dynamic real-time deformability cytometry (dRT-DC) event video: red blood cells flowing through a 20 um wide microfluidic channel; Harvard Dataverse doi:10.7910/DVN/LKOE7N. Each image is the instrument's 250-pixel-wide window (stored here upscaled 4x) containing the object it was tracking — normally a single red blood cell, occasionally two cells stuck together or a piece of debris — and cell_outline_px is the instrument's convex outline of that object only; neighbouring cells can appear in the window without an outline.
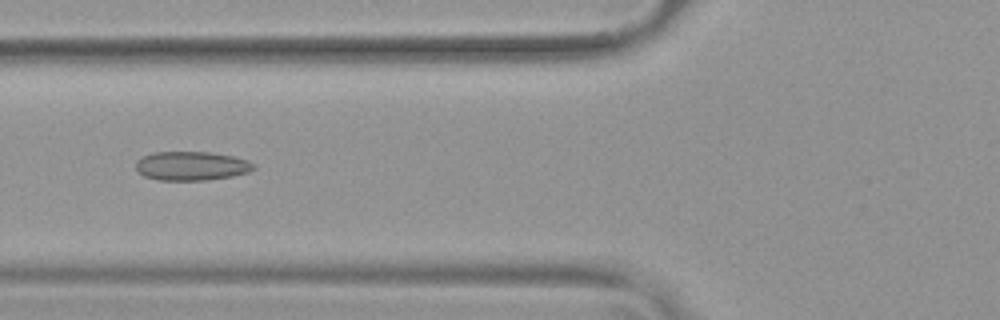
{"species": "common noctule bat (a hibernating species)", "species_latin": "Nyctalus noctula", "temperature_condition": "warm", "stored_images_in_passage": 53, "camera_frame_rate_fps": 3000, "um_per_image_px": 0.085, "animal": {"sex": "female", "body_mass_g": 19.9}, "frame": {"image": 1, "passage_image": 21, "time_ms": 6.667, "image_size_px": [1000, 320], "cell_outline_px": [[256, 168], [248, 172], [232, 176], [208, 180], [160, 180], [144, 176], [136, 168], [136, 160], [140, 156], [152, 152], [208, 152], [236, 156], [248, 160], [256, 164]], "centroid_in_image_um": [16.29, 14.09], "position_along_channel_um": 109.5, "area_um2": 20.11}}
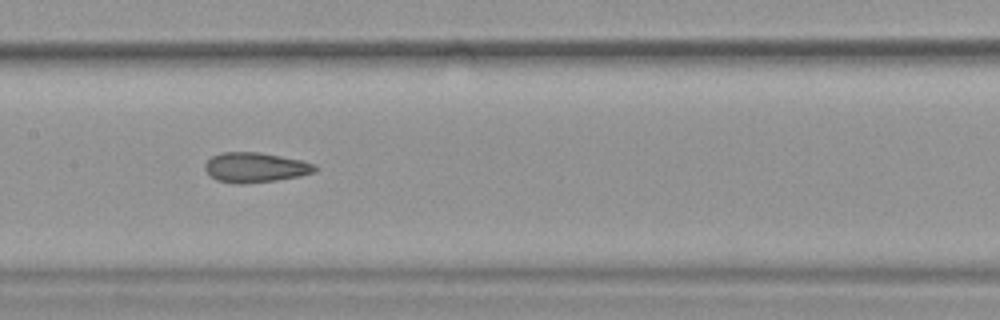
{"frame": {"image": 2, "passage_image": 27, "time_ms": 8.667, "image_size_px": [1000, 320], "cell_outline_px": [[316, 172], [300, 176], [276, 180], [244, 184], [236, 184], [216, 180], [204, 168], [204, 164], [212, 156], [220, 152], [260, 152], [300, 160], [316, 164]], "centroid_in_image_um": [21.7, 14.23], "position_along_channel_um": 185.7, "area_um2": 19.19}}
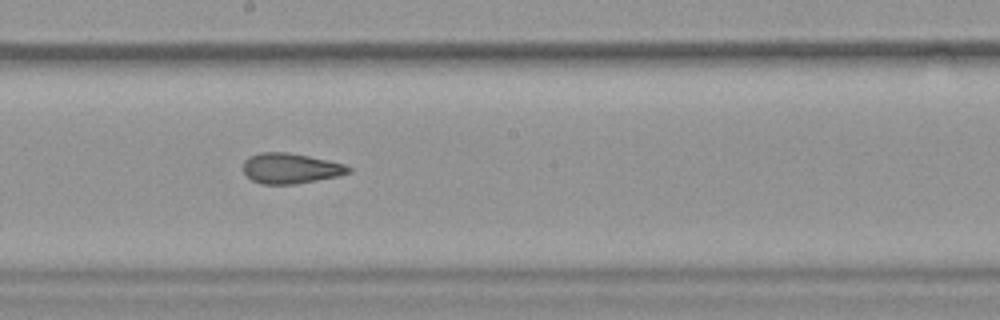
{"frame": {"image": 3, "passage_image": 30, "time_ms": 9.667, "image_size_px": [1000, 320], "cell_outline_px": [[352, 172], [340, 176], [296, 184], [260, 184], [252, 180], [244, 172], [244, 160], [248, 156], [260, 152], [288, 152], [308, 156], [344, 164], [352, 168]], "centroid_in_image_um": [24.71, 14.31], "position_along_channel_um": 223.5, "area_um2": 18.73}, "authors_computed_cell_mechanics": {"area_um2": 20.1144, "velocity_mm_per_s": 3.806, "shape_relaxation_time_tau1_ms": null, "shape_relaxation_time_tau2_ms": 1.6296, "deformation_change_tau1": null, "deformation_change_tau2": 0.0871}}